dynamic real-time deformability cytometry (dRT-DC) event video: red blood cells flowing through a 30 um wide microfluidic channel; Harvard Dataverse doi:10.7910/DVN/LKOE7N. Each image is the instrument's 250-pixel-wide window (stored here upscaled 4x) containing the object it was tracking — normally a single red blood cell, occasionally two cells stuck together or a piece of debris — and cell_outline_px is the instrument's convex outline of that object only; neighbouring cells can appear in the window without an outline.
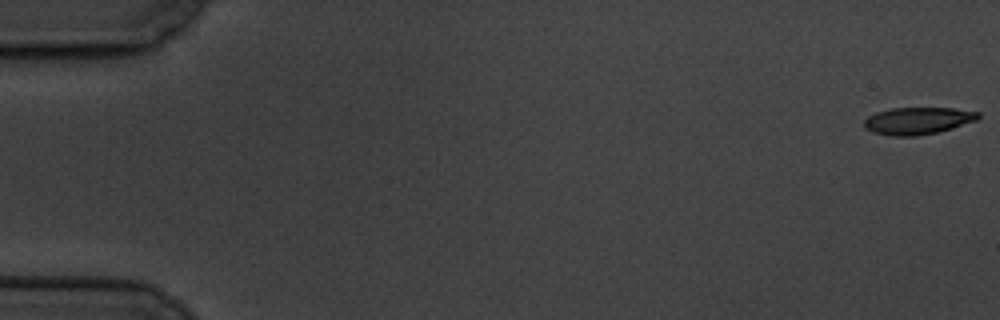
{"species": "common noctule bat (a hibernating species)", "species_latin": "Nyctalus noctula", "temperature_condition": "cold", "stored_images_in_passage": 6, "camera_frame_rate_fps": 3000, "um_per_image_px": 0.085, "animal": {"sex": "male", "body_mass_g": 19.5, "forearm_length_mm": 54.6}, "frame": {"image": 1, "passage_image": 1, "time_ms": 0.0, "image_size_px": [1000, 320], "cell_outline_px": [[980, 116], [976, 120], [952, 128], [936, 132], [916, 136], [892, 136], [872, 132], [864, 128], [864, 120], [868, 116], [876, 112], [888, 108], [952, 108], [980, 112]], "centroid_in_image_um": [77.97, 10.26], "position_along_channel_um": 7.0, "area_um2": 18.03}}
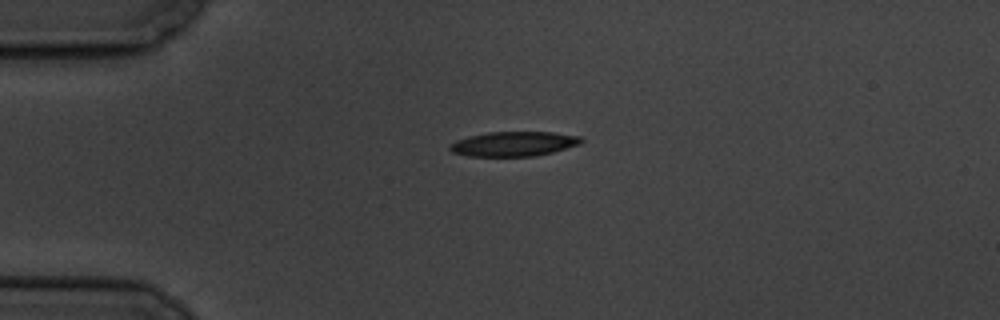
{"frame": {"image": 2, "passage_image": 5, "time_ms": 4.667, "image_size_px": [1000, 320], "cell_outline_px": [[584, 140], [580, 144], [552, 152], [536, 156], [468, 156], [452, 152], [448, 148], [448, 144], [456, 140], [488, 132], [552, 132], [580, 136]], "centroid_in_image_um": [43.66, 12.23], "position_along_channel_um": 41.3, "area_um2": 18.84}}